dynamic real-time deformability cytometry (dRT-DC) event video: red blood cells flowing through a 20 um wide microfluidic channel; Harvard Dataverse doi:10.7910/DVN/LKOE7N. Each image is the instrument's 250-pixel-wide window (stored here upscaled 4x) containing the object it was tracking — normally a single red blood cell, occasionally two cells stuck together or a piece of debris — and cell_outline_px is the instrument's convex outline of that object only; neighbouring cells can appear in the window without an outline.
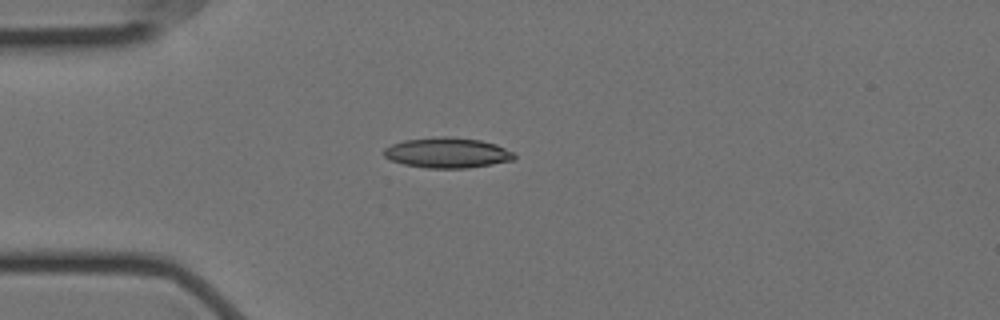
{"species": "Egyptian fruit bat (a non-hibernating species)", "species_latin": "Rousettus aegyptiacus", "temperature_condition": "cold", "stored_images_in_passage": 1, "camera_frame_rate_fps": 3000, "um_per_image_px": 0.085, "animal": {"sex": "female"}, "frame": {"image": 1, "passage_image": 1, "time_ms": 0.0, "image_size_px": [1000, 320], "cell_outline_px": [[516, 156], [512, 160], [492, 164], [468, 168], [428, 168], [404, 164], [392, 160], [384, 156], [384, 148], [392, 144], [404, 140], [440, 136], [448, 136], [480, 140], [496, 144], [516, 152]], "centroid_in_image_um": [38.05, 12.98], "position_along_channel_um": 46.9, "area_um2": 23.06}}